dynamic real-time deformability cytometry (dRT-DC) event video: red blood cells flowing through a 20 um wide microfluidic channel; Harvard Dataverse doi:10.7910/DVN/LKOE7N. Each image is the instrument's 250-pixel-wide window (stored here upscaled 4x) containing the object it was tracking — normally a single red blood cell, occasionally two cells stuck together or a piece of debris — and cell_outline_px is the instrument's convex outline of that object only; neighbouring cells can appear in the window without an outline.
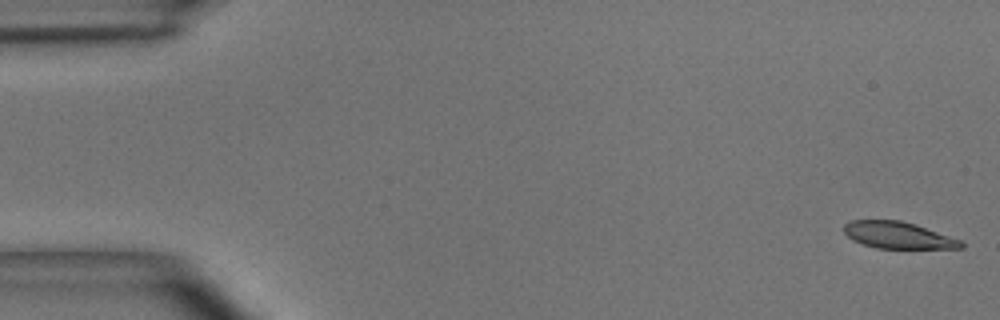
{"species": "common noctule bat (a hibernating species)", "species_latin": "Nyctalus noctula", "temperature_condition": "room temperature", "stored_images_in_passage": 51, "segment_of_instrument_passage": [1, 2], "camera_frame_rate_fps": 3000, "um_per_image_px": 0.085, "animal": {"sex": "male", "body_mass_g": 15.6}, "frame": {"image": 1, "passage_image": 1, "time_ms": 0.0, "image_size_px": [1000, 320], "cell_outline_px": [[964, 248], [876, 248], [852, 240], [844, 232], [844, 224], [852, 220], [900, 220], [916, 224], [960, 240], [964, 244]], "centroid_in_image_um": [76.32, 19.98], "position_along_channel_um": 8.7, "area_um2": 18.09}}
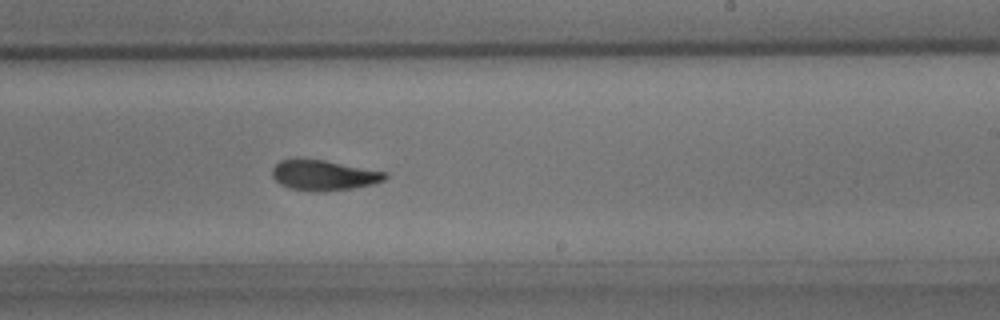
{"frame": {"image": 2, "passage_image": 30, "time_ms": 9.667, "image_size_px": [1000, 320], "cell_outline_px": [[388, 176], [384, 180], [372, 184], [352, 188], [312, 192], [292, 188], [280, 184], [272, 176], [272, 168], [280, 160], [324, 160], [388, 172]], "centroid_in_image_um": [27.54, 14.9], "position_along_channel_um": 261.5, "area_um2": 19.59}}
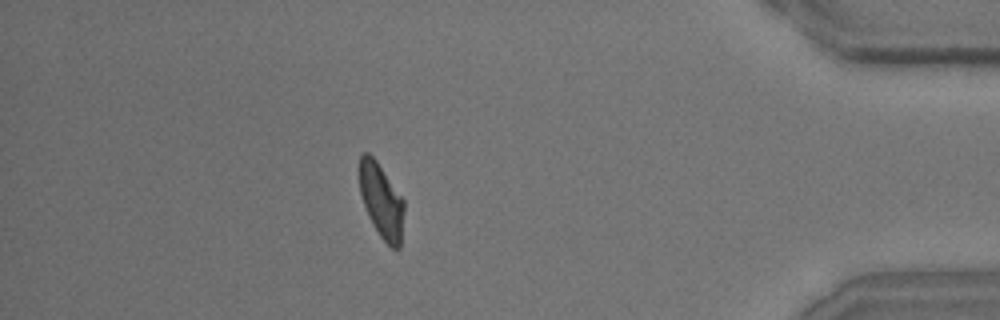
{"frame": {"image": 3, "passage_image": 44, "time_ms": 14.333, "image_size_px": [1000, 320], "cell_outline_px": [[404, 208], [400, 248], [392, 248], [380, 236], [372, 224], [368, 216], [360, 192], [360, 156], [364, 152], [368, 152], [376, 160], [404, 200]], "centroid_in_image_um": [32.42, 17.08], "position_along_channel_um": 402.8, "area_um2": 19.07}}